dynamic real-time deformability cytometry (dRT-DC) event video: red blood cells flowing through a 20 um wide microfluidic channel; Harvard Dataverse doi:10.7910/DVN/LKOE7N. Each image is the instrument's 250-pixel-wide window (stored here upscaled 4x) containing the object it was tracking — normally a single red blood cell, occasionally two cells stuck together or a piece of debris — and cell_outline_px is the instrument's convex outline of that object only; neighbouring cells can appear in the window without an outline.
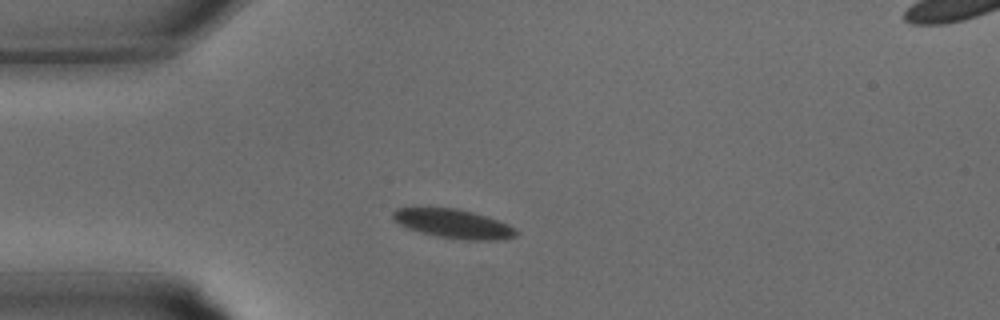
{"species": "common noctule bat (a hibernating species)", "species_latin": "Nyctalus noctula", "temperature_condition": "warm", "stored_images_in_passage": 29, "camera_frame_rate_fps": 3000, "um_per_image_px": 0.085, "animal": {"sex": "male", "body_mass_g": 15.6}, "frame": {"image": 1, "passage_image": 5, "time_ms": 1.333, "image_size_px": [1000, 320], "cell_outline_px": [[520, 232], [516, 236], [500, 240], [468, 240], [436, 236], [420, 232], [408, 228], [400, 224], [392, 216], [392, 212], [396, 208], [412, 204], [456, 208], [488, 216], [508, 224], [516, 228]], "centroid_in_image_um": [38.49, 18.96], "position_along_channel_um": 46.5, "area_um2": 21.68}}
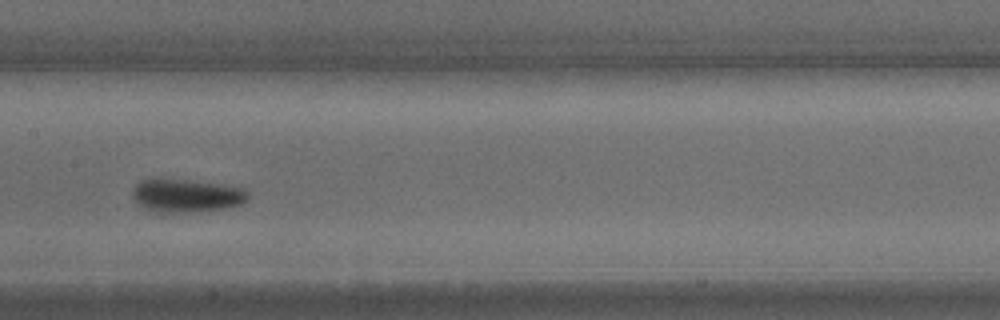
{"frame": {"image": 2, "passage_image": 13, "time_ms": 4.0, "image_size_px": [1000, 320], "cell_outline_px": [[248, 200], [240, 204], [228, 208], [188, 212], [156, 212], [140, 204], [136, 200], [132, 192], [136, 184], [140, 180], [188, 180], [220, 184], [244, 188], [248, 192]], "centroid_in_image_um": [15.91, 16.63], "position_along_channel_um": 191.5, "area_um2": 21.85}}
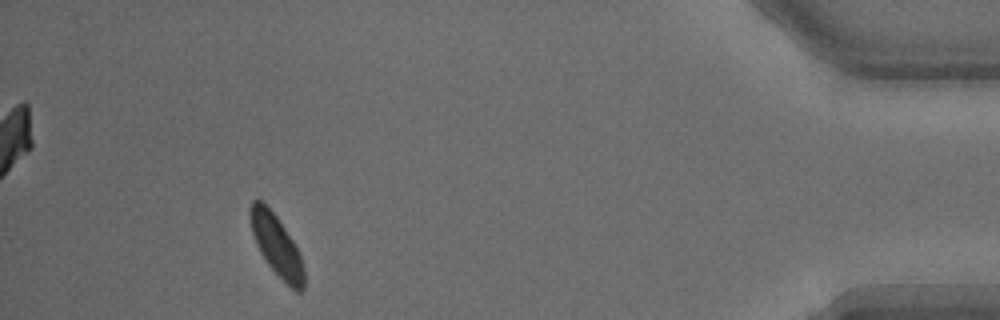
{"frame": {"image": 3, "passage_image": 27, "time_ms": 8.667, "image_size_px": [1000, 320], "cell_outline_px": [[304, 288], [300, 292], [296, 292], [268, 264], [260, 252], [256, 244], [252, 232], [248, 216], [248, 208], [252, 200], [260, 200], [276, 216], [292, 240], [300, 256], [304, 268]], "centroid_in_image_um": [23.47, 20.84], "position_along_channel_um": 411.7, "area_um2": 18.73}}